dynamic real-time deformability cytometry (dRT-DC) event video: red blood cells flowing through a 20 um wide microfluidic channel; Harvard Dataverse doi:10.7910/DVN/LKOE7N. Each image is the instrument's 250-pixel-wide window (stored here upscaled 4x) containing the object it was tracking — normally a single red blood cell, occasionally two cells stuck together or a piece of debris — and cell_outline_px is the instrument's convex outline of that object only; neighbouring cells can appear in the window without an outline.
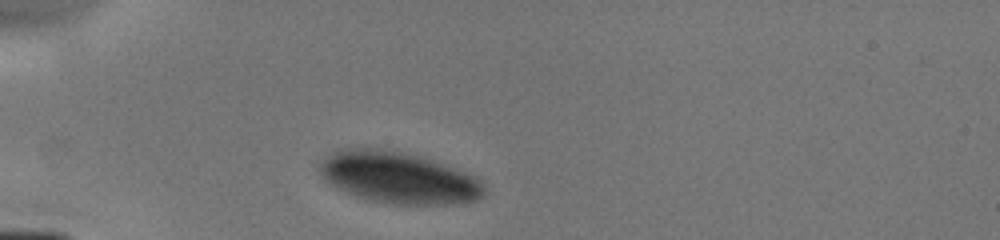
{"species": "human", "species_latin": "Homo sapiens", "temperature_condition": "cold", "stored_images_in_passage": 2, "camera_frame_rate_fps": 3000, "um_per_image_px": 0.085, "donor": {"sex": "male"}, "frame": {"image": 1, "passage_image": 1, "time_ms": 0.0, "image_size_px": [1000, 240], "cell_outline_px": [[484, 192], [476, 200], [456, 204], [392, 204], [368, 200], [352, 196], [336, 188], [320, 172], [320, 164], [328, 156], [336, 152], [348, 148], [380, 148], [416, 156], [476, 176], [484, 184]], "centroid_in_image_um": [33.87, 15.13], "position_along_channel_um": 51.1, "area_um2": 48.49}}